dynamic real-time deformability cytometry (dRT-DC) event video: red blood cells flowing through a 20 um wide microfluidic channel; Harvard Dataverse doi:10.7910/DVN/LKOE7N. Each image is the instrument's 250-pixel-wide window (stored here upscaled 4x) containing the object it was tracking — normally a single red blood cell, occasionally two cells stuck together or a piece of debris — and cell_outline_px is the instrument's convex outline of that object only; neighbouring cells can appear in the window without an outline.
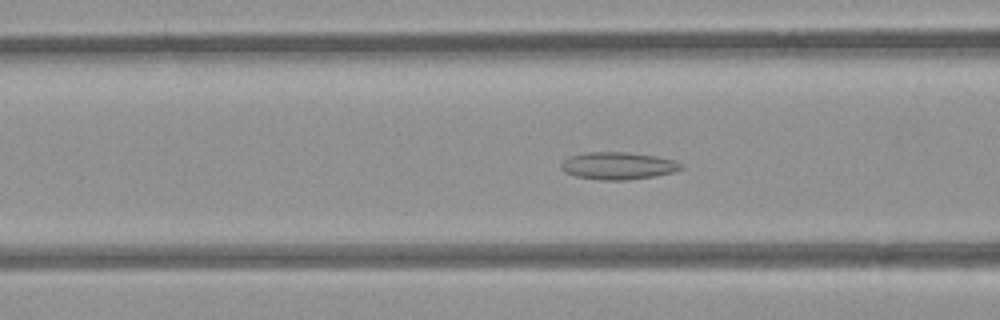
{"species": "common noctule bat (a hibernating species)", "species_latin": "Nyctalus noctula", "temperature_condition": "room temperature", "stored_images_in_passage": 54, "camera_frame_rate_fps": 3000, "um_per_image_px": 0.085, "animal": {"sex": "female", "body_mass_g": 21.9}, "frame": {"image": 1, "passage_image": 21, "time_ms": 6.667, "image_size_px": [1000, 320], "cell_outline_px": [[684, 168], [672, 172], [656, 176], [628, 180], [600, 180], [576, 176], [564, 172], [560, 168], [560, 164], [564, 160], [572, 156], [584, 152], [628, 152], [656, 156], [676, 160]], "centroid_in_image_um": [52.53, 14.09], "position_along_channel_um": 114.1, "area_um2": 19.19}}
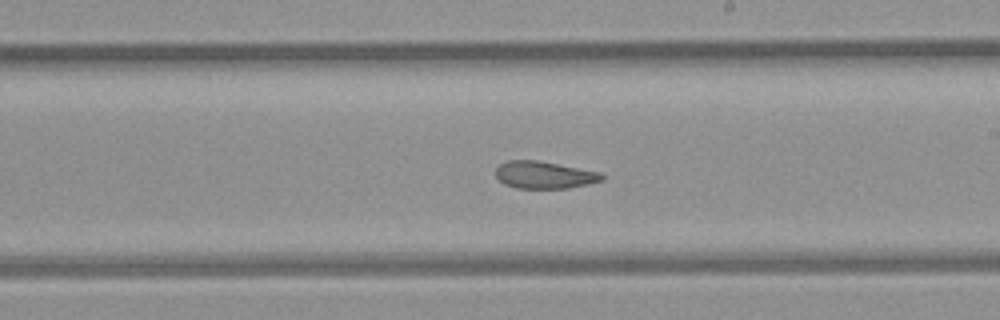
{"frame": {"image": 2, "passage_image": 31, "time_ms": 10.0, "image_size_px": [1000, 320], "cell_outline_px": [[604, 180], [588, 184], [568, 188], [516, 188], [504, 184], [496, 176], [496, 168], [500, 164], [508, 160], [536, 160], [600, 172], [604, 176]], "centroid_in_image_um": [46.26, 14.87], "position_along_channel_um": 242.7, "area_um2": 16.76}}
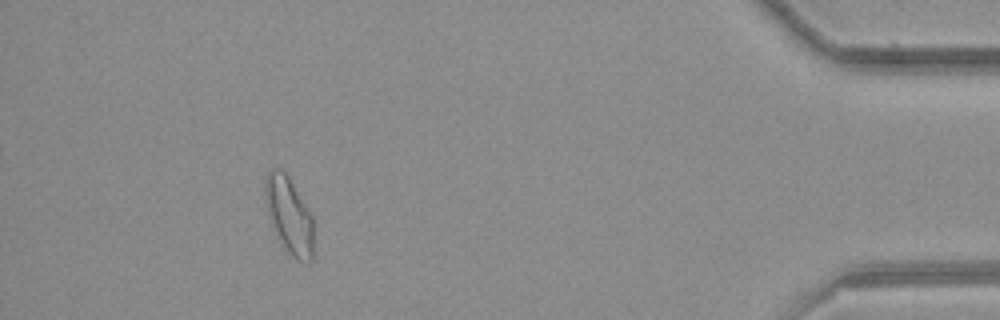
{"frame": {"image": 3, "passage_image": 49, "time_ms": 16.0, "image_size_px": [1000, 320], "cell_outline_px": [[312, 260], [308, 264], [296, 260], [288, 252], [276, 236], [268, 212], [264, 192], [264, 184], [268, 172], [272, 168], [280, 168], [288, 176], [312, 216]], "centroid_in_image_um": [24.56, 18.32], "position_along_channel_um": 410.6, "area_um2": 21.33}, "authors_computed_cell_mechanics": {"area_um2": 19.7965, "velocity_mm_per_s": 3.8627, "shape_relaxation_time_tau1_ms": null, "shape_relaxation_time_tau2_ms": 2.6092, "deformation_change_tau1": null, "deformation_change_tau2": 0.0883}}